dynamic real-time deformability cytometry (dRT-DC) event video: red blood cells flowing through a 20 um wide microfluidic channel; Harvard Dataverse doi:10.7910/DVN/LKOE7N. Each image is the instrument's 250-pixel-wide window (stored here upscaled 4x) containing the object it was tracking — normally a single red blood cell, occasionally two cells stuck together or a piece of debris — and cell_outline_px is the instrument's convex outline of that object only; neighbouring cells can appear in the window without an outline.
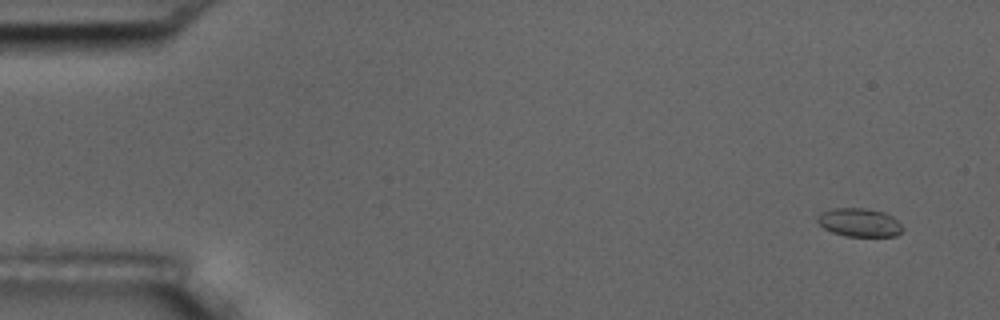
{"species": "common noctule bat (a hibernating species)", "species_latin": "Nyctalus noctula", "temperature_condition": "room temperature", "stored_images_in_passage": 5, "camera_frame_rate_fps": 3000, "um_per_image_px": 0.085, "animal": {"sex": "male", "body_mass_g": 17.5, "forearm_length_mm": 52.3}, "frame": {"image": 1, "passage_image": 1, "time_ms": 0.0, "image_size_px": [1000, 320], "cell_outline_px": [[904, 228], [896, 236], [844, 236], [832, 232], [824, 228], [816, 220], [816, 216], [820, 212], [832, 208], [868, 208], [884, 212], [892, 216]], "centroid_in_image_um": [73.02, 18.9], "position_along_channel_um": 12.0, "area_um2": 14.22}}
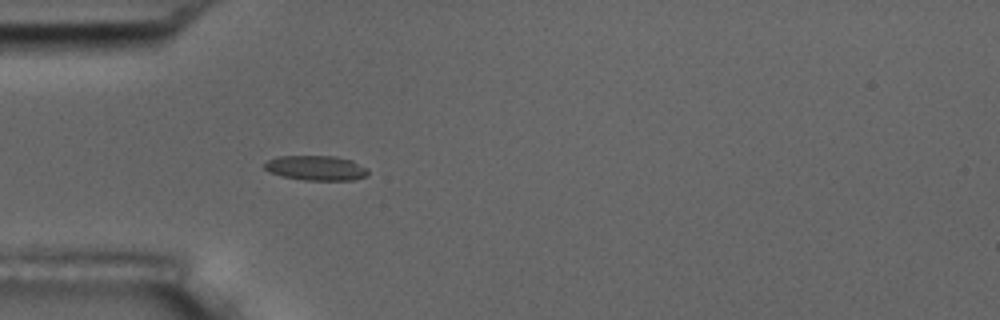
{"frame": {"image": 2, "passage_image": 5, "time_ms": 1.333, "image_size_px": [1000, 320], "cell_outline_px": [[368, 176], [352, 180], [304, 180], [284, 176], [268, 172], [264, 168], [264, 164], [268, 160], [276, 156], [336, 156], [352, 160], [368, 168]], "centroid_in_image_um": [26.88, 14.27], "position_along_channel_um": 58.1, "area_um2": 15.09}}